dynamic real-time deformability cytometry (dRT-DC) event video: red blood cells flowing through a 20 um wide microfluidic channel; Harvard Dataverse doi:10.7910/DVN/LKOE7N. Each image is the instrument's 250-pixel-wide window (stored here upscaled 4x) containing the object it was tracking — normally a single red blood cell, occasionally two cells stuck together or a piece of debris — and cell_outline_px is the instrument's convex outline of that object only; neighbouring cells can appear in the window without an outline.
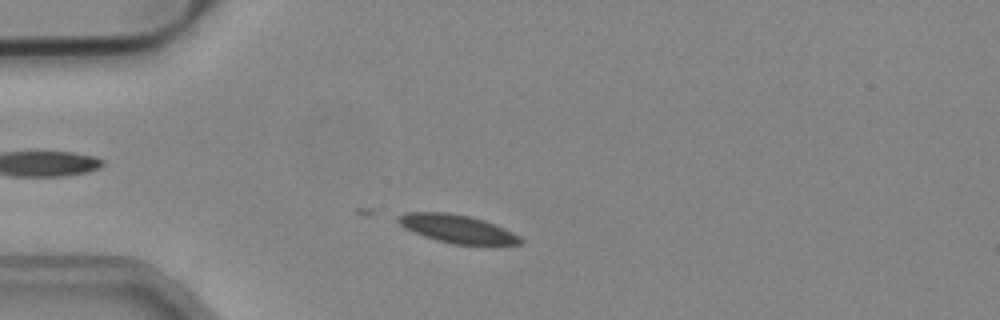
{"species": "common noctule bat (a hibernating species)", "species_latin": "Nyctalus noctula", "temperature_condition": "cold", "stored_images_in_passage": 13, "camera_frame_rate_fps": 3000, "um_per_image_px": 0.085, "animal": {"sex": "male", "body_mass_g": 19.2, "forearm_length_mm": 51.8}, "frame": {"image": 1, "passage_image": 7, "time_ms": 2.0, "image_size_px": [1000, 320], "cell_outline_px": [[524, 240], [520, 244], [488, 248], [452, 244], [436, 240], [412, 232], [404, 228], [396, 220], [396, 216], [404, 212], [448, 212], [468, 216], [484, 220], [504, 228], [520, 236]], "centroid_in_image_um": [38.93, 19.5], "position_along_channel_um": 46.1, "area_um2": 21.04}}